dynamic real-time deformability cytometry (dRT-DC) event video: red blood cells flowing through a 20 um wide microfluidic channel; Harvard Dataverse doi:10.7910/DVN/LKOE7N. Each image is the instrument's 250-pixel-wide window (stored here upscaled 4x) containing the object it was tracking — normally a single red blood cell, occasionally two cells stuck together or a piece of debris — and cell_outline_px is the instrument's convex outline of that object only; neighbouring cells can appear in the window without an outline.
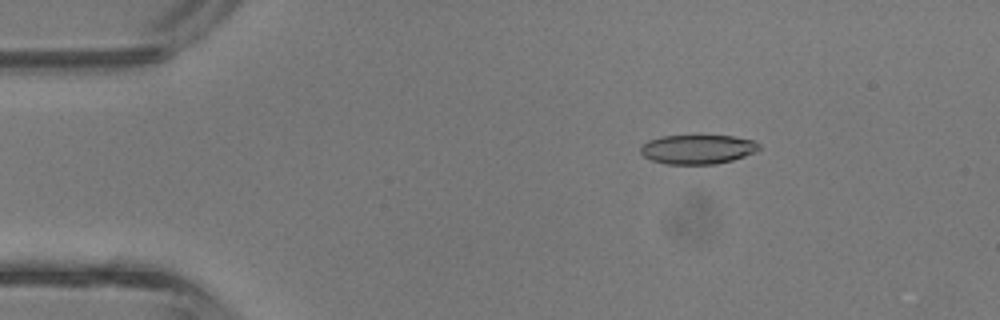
{"species": "common noctule bat (a hibernating species)", "species_latin": "Nyctalus noctula", "temperature_condition": "room temperature", "stored_images_in_passage": 42, "camera_frame_rate_fps": 3000, "um_per_image_px": 0.085, "animal": {"sex": "male", "body_mass_g": 13.3}, "frame": {"image": 1, "passage_image": 7, "time_ms": 2.0, "image_size_px": [1000, 320], "cell_outline_px": [[760, 148], [756, 152], [732, 160], [716, 164], [664, 164], [652, 160], [644, 156], [640, 152], [640, 148], [648, 140], [660, 136], [732, 136], [752, 140], [760, 144]], "centroid_in_image_um": [59.29, 12.69], "position_along_channel_um": 25.7, "area_um2": 20.17}}
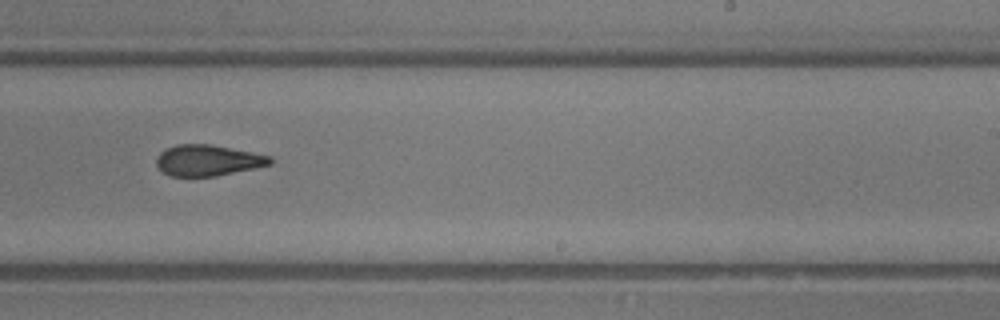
{"frame": {"image": 2, "passage_image": 26, "time_ms": 8.333, "image_size_px": [1000, 320], "cell_outline_px": [[272, 164], [256, 168], [216, 176], [168, 176], [156, 164], [156, 156], [164, 148], [176, 144], [212, 144], [272, 156]], "centroid_in_image_um": [17.66, 13.62], "position_along_channel_um": 271.3, "area_um2": 20.75}}
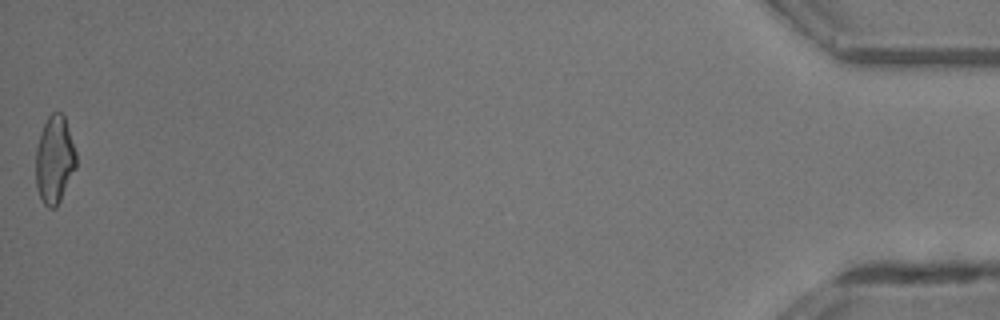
{"frame": {"image": 3, "passage_image": 42, "time_ms": 13.667, "image_size_px": [1000, 320], "cell_outline_px": [[76, 168], [56, 208], [48, 208], [44, 204], [36, 188], [36, 148], [40, 132], [48, 116], [52, 112], [60, 112], [64, 116], [76, 152]], "centroid_in_image_um": [4.63, 13.58], "position_along_channel_um": 430.6, "area_um2": 20.58}, "authors_computed_cell_mechanics": {"area_um2": 20.9236, "velocity_mm_per_s": 4.9308, "shape_relaxation_time_tau1_ms": 10.7248, "shape_relaxation_time_tau2_ms": 2.2872, "deformation_change_tau1": 0.2818, "deformation_change_tau2": 0.1119}}